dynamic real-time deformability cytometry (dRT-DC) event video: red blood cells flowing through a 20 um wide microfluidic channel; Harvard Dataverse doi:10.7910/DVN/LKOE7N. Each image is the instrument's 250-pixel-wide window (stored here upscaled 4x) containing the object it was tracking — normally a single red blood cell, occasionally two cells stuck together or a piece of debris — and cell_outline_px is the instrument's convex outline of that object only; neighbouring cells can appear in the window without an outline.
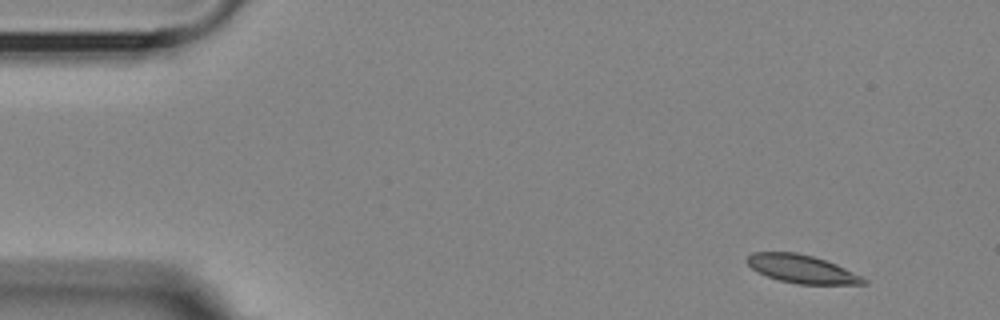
{"species": "Egyptian fruit bat (a non-hibernating species)", "species_latin": "Rousettus aegyptiacus", "temperature_condition": "room temperature", "stored_images_in_passage": 5, "segment_of_instrument_passage": [1, 2], "camera_frame_rate_fps": 3000, "um_per_image_px": 0.085, "animal": {"sex": "female"}, "frame": {"image": 1, "passage_image": 1, "time_ms": 0.0, "image_size_px": [1000, 320], "cell_outline_px": [[868, 284], [796, 284], [780, 280], [768, 276], [752, 268], [748, 264], [748, 256], [752, 252], [796, 252], [812, 256], [836, 264], [864, 276], [868, 280]], "centroid_in_image_um": [68.22, 22.87], "position_along_channel_um": 16.8, "area_um2": 19.02}}